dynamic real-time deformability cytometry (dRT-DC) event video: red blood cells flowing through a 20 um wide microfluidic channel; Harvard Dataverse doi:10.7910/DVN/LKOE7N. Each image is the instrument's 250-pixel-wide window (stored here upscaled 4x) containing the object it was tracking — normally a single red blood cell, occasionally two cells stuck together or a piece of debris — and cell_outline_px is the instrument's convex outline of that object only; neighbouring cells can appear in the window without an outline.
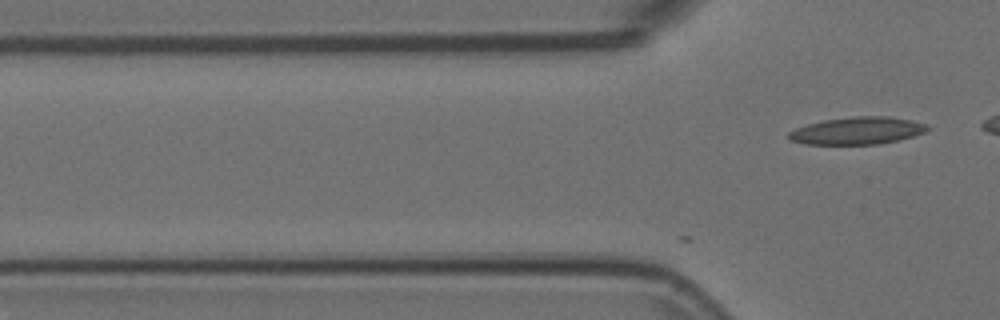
{"species": "Egyptian fruit bat (a non-hibernating species)", "species_latin": "Rousettus aegyptiacus", "temperature_condition": "room temperature", "stored_images_in_passage": 4, "camera_frame_rate_fps": 3000, "um_per_image_px": 0.085, "animal": {"sex": "female"}, "frame": {"image": 1, "passage_image": 4, "time_ms": 1.0, "image_size_px": [1000, 320], "cell_outline_px": [[932, 128], [924, 132], [912, 136], [880, 144], [804, 144], [788, 140], [788, 132], [796, 128], [808, 124], [824, 120], [852, 116], [888, 116], [912, 120], [928, 124]], "centroid_in_image_um": [72.88, 11.1], "position_along_channel_um": 52.9, "area_um2": 22.2}}